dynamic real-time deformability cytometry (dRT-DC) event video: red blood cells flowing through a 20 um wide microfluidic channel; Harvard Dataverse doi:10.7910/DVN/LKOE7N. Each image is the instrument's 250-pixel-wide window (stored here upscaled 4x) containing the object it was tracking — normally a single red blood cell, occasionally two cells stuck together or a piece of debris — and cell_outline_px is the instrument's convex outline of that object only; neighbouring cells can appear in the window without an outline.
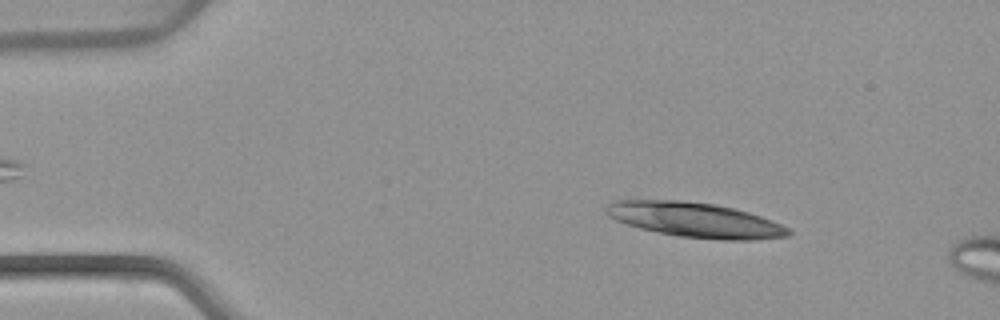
{"species": "common noctule bat (a hibernating species)", "species_latin": "Nyctalus noctula", "temperature_condition": "warm", "stored_images_in_passage": 4, "camera_frame_rate_fps": 3000, "um_per_image_px": 0.085, "animal": {"sex": "female", "body_mass_g": 22.7, "forearm_length_mm": 54.2}, "frame": {"image": 1, "passage_image": 2, "time_ms": 1.333, "image_size_px": [1000, 320], "cell_outline_px": [[792, 232], [788, 236], [756, 240], [724, 240], [680, 236], [640, 228], [616, 220], [608, 216], [604, 212], [604, 208], [612, 200], [680, 200], [716, 204], [748, 212], [772, 220], [788, 228]], "centroid_in_image_um": [59.07, 18.68], "position_along_channel_um": 25.9, "area_um2": 36.93}}